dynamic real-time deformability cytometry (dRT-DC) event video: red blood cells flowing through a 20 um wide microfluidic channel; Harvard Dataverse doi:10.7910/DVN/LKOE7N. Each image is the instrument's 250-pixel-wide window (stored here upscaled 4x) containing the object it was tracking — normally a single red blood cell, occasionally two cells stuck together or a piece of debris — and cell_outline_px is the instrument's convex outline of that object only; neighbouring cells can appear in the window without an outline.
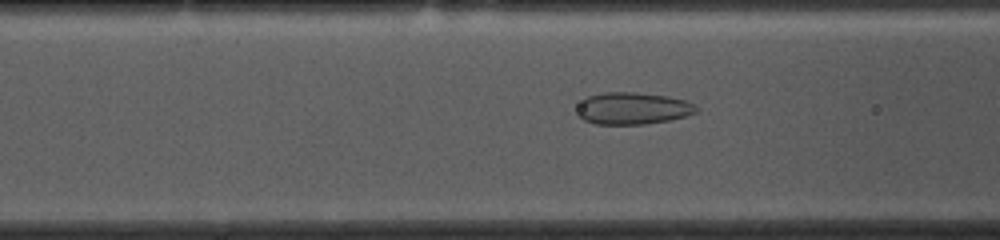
{"species": "common noctule bat (a hibernating species)", "species_latin": "Nyctalus noctula", "temperature_condition": "cold", "stored_images_in_passage": 51, "camera_frame_rate_fps": 3000, "um_per_image_px": 0.085, "animal": {"sex": "female", "body_mass_g": 10.0, "forearm_length_mm": 53.1}, "frame": {"image": 1, "passage_image": 17, "time_ms": 5.333, "image_size_px": [1000, 240], "cell_outline_px": [[696, 112], [684, 116], [668, 120], [644, 124], [596, 124], [584, 120], [576, 116], [580, 104], [588, 96], [604, 92], [636, 92], [668, 96], [684, 100], [696, 104]], "centroid_in_image_um": [53.76, 9.21], "position_along_channel_um": 112.8, "area_um2": 22.08}}
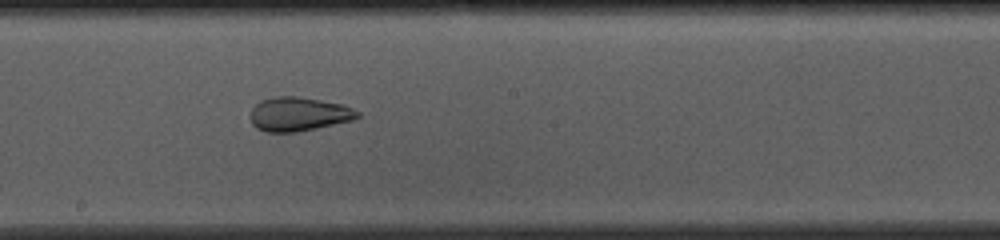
{"frame": {"image": 2, "passage_image": 26, "time_ms": 8.333, "image_size_px": [1000, 240], "cell_outline_px": [[360, 116], [352, 120], [316, 128], [296, 132], [268, 132], [256, 128], [252, 124], [248, 116], [252, 108], [260, 100], [272, 96], [296, 96], [344, 104], [360, 112]], "centroid_in_image_um": [25.35, 9.69], "position_along_channel_um": 222.9, "area_um2": 21.39}}
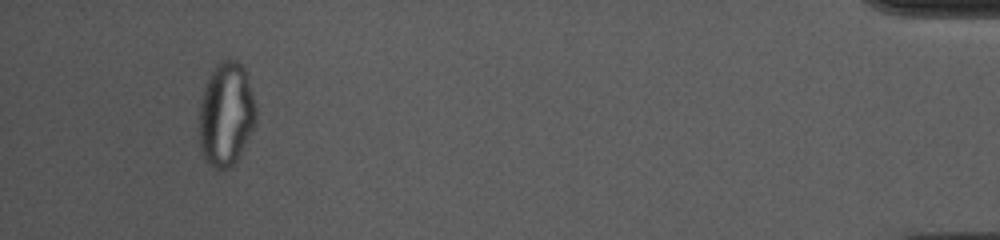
{"frame": {"image": 3, "passage_image": 48, "time_ms": 15.667, "image_size_px": [1000, 240], "cell_outline_px": [[256, 124], [240, 156], [228, 168], [216, 168], [208, 164], [200, 148], [200, 100], [204, 88], [216, 64], [224, 60], [236, 60], [244, 68], [248, 80], [256, 108]], "centroid_in_image_um": [19.23, 9.73], "position_along_channel_um": 416.0, "area_um2": 34.04}, "authors_computed_cell_mechanics": {"area_um2": 27.8596, "velocity_mm_per_s": 3.6588, "shape_relaxation_time_tau1_ms": null, "shape_relaxation_time_tau2_ms": 1.1935, "deformation_change_tau1": null, "deformation_change_tau2": 0.0742}}